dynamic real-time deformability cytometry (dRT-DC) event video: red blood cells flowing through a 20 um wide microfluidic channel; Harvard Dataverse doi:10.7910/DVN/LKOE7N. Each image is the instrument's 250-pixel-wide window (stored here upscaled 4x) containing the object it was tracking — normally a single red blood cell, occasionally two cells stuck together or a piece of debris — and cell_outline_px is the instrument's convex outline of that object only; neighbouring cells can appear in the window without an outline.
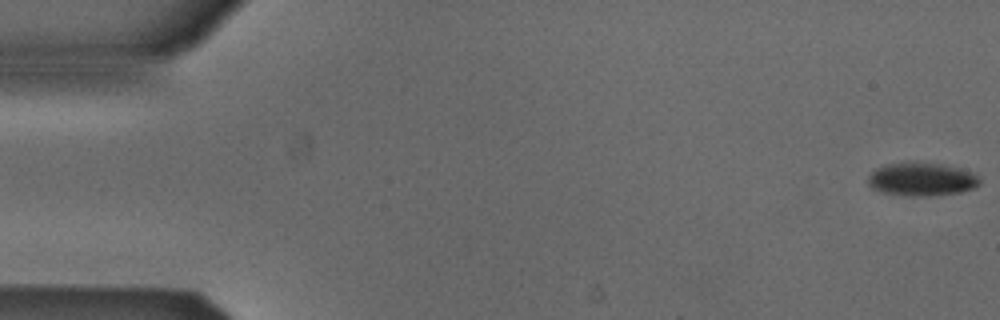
{"species": "Egyptian fruit bat (a non-hibernating species)", "species_latin": "Rousettus aegyptiacus", "temperature_condition": "cold", "stored_images_in_passage": 16, "camera_frame_rate_fps": 3000, "um_per_image_px": 0.085, "animal": {"sex": "male"}, "frame": {"image": 1, "passage_image": 1, "time_ms": 0.0, "image_size_px": [1000, 320], "cell_outline_px": [[980, 184], [976, 188], [960, 192], [936, 196], [904, 196], [884, 192], [872, 188], [868, 184], [868, 176], [876, 168], [884, 164], [908, 160], [916, 160], [940, 164], [960, 168], [972, 172], [980, 180]], "centroid_in_image_um": [78.33, 15.21], "position_along_channel_um": 6.7, "area_um2": 22.31}}
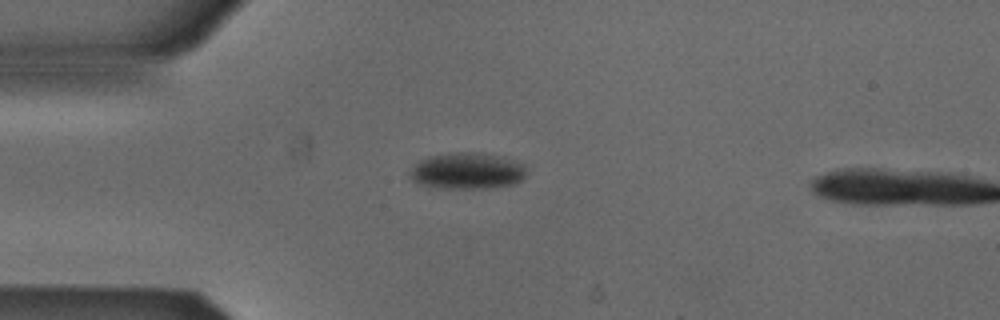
{"frame": {"image": 2, "passage_image": 14, "time_ms": 4.333, "image_size_px": [1000, 320], "cell_outline_px": [[528, 172], [520, 180], [512, 184], [488, 188], [436, 188], [420, 184], [412, 180], [408, 176], [408, 172], [420, 160], [428, 156], [460, 152], [476, 152], [524, 164]], "centroid_in_image_um": [39.65, 14.55], "position_along_channel_um": 45.4, "area_um2": 24.39}}